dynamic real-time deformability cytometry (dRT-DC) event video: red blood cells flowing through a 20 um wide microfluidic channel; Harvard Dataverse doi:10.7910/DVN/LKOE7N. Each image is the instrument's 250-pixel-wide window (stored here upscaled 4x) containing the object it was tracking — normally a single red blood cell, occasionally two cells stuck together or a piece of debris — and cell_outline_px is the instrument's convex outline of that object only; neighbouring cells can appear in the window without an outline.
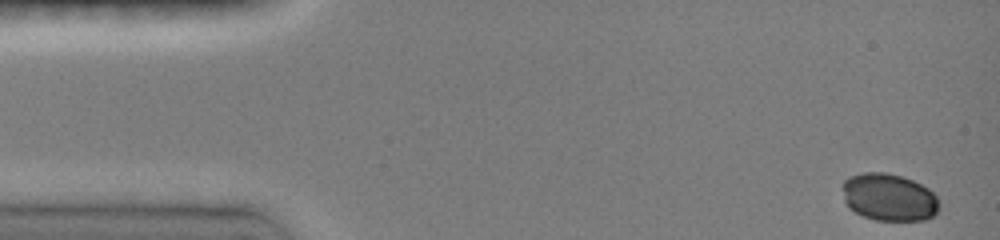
{"species": "common noctule bat (a hibernating species)", "species_latin": "Nyctalus noctula", "temperature_condition": "room temperature", "stored_images_in_passage": 40, "camera_frame_rate_fps": 3000, "um_per_image_px": 0.085, "animal": {"sex": "female", "body_mass_g": 19.0, "forearm_length_mm": 51.5}, "frame": {"image": 1, "passage_image": 1, "time_ms": 0.0, "image_size_px": [1000, 240], "cell_outline_px": [[940, 204], [936, 212], [932, 216], [924, 220], [876, 220], [864, 216], [848, 208], [844, 200], [844, 180], [848, 176], [864, 172], [884, 172], [900, 176], [912, 180], [928, 188], [940, 200]], "centroid_in_image_um": [75.56, 16.76], "position_along_channel_um": 9.4, "area_um2": 26.65}}
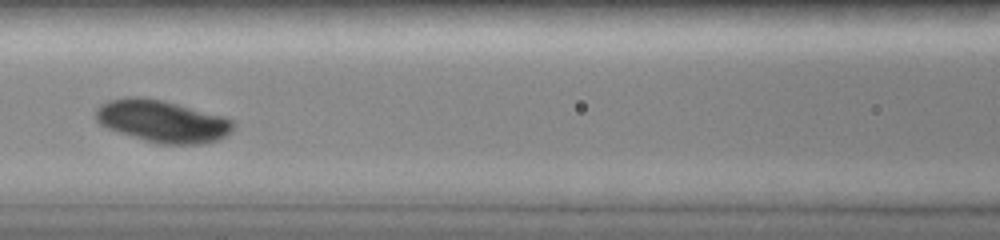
{"frame": {"image": 2, "passage_image": 18, "time_ms": 6.333, "image_size_px": [1000, 240], "cell_outline_px": [[236, 124], [232, 132], [216, 140], [204, 144], [160, 144], [144, 140], [108, 128], [100, 124], [96, 120], [96, 108], [100, 104], [108, 100], [128, 96], [140, 96], [164, 100], [224, 116], [236, 120]], "centroid_in_image_um": [13.83, 10.29], "position_along_channel_um": 152.8, "area_um2": 34.1}}
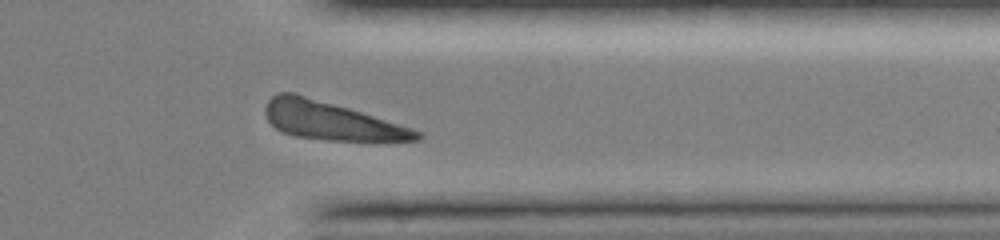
{"frame": {"image": 3, "passage_image": 36, "time_ms": 12.0, "image_size_px": [1000, 240], "cell_outline_px": [[424, 136], [420, 140], [328, 140], [296, 136], [284, 132], [276, 128], [268, 120], [264, 112], [264, 108], [268, 100], [272, 96], [280, 92], [292, 92], [348, 108], [412, 128], [424, 132]], "centroid_in_image_um": [28.13, 10.26], "position_along_channel_um": 383.3, "area_um2": 33.06}}